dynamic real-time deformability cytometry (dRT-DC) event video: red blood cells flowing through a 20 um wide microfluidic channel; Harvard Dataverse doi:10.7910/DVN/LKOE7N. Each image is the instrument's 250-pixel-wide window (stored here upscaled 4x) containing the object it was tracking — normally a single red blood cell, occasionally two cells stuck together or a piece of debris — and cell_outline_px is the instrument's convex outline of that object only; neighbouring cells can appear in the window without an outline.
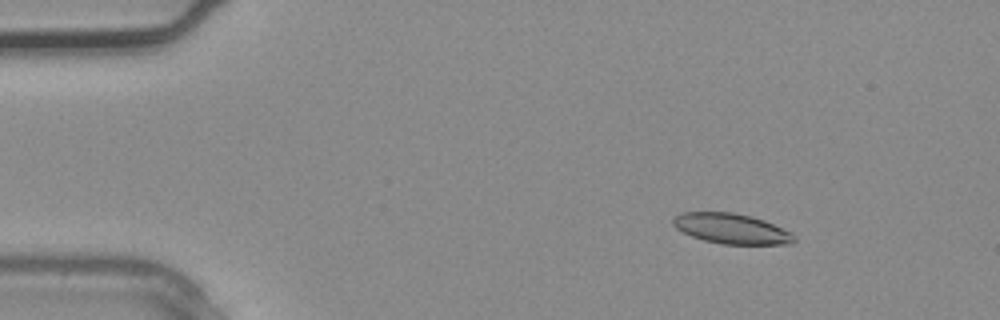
{"species": "common noctule bat (a hibernating species)", "species_latin": "Nyctalus noctula", "temperature_condition": "warm", "stored_images_in_passage": 3, "camera_frame_rate_fps": 3000, "um_per_image_px": 0.085, "animal": {"sex": "male", "body_mass_g": 20.4}, "frame": {"image": 1, "passage_image": 2, "time_ms": 0.333, "image_size_px": [1000, 320], "cell_outline_px": [[796, 240], [792, 244], [720, 244], [704, 240], [692, 236], [676, 228], [672, 224], [672, 220], [680, 212], [732, 212], [752, 216], [764, 220], [792, 232], [796, 236]], "centroid_in_image_um": [62.2, 19.43], "position_along_channel_um": 22.8, "area_um2": 21.44}}